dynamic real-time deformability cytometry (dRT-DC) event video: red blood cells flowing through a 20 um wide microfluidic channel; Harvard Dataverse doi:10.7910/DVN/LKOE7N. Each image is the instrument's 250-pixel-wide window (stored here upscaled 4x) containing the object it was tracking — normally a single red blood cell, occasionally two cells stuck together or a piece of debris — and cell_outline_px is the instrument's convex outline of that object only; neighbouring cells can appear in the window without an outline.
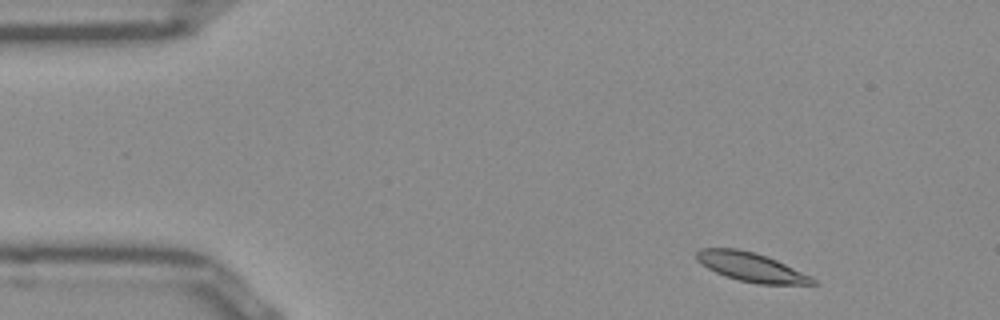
{"species": "Egyptian fruit bat (a non-hibernating species)", "species_latin": "Rousettus aegyptiacus", "temperature_condition": "room temperature", "stored_images_in_passage": 49, "camera_frame_rate_fps": 3000, "um_per_image_px": 0.085, "frame": {"image": 1, "passage_image": 2, "time_ms": 0.333, "image_size_px": [1000, 320], "cell_outline_px": [[820, 284], [756, 284], [740, 280], [716, 272], [708, 268], [696, 260], [696, 252], [700, 248], [736, 248], [752, 252], [776, 260], [812, 276]], "centroid_in_image_um": [63.86, 22.7], "position_along_channel_um": 21.1, "area_um2": 19.36}}
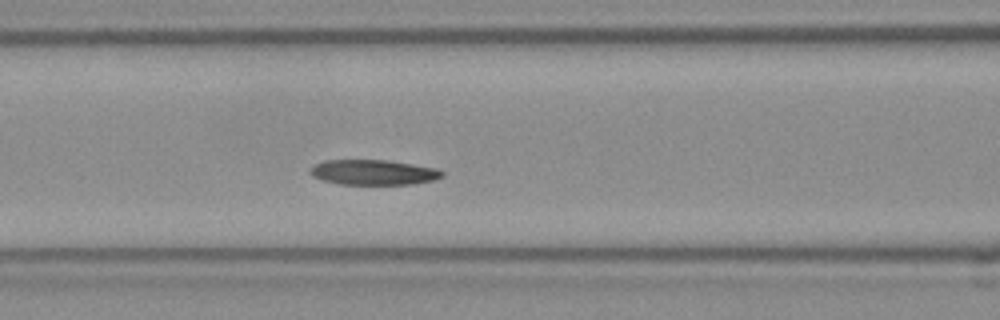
{"frame": {"image": 2, "passage_image": 17, "time_ms": 5.333, "image_size_px": [1000, 320], "cell_outline_px": [[444, 176], [432, 180], [412, 184], [340, 184], [324, 180], [312, 176], [308, 172], [316, 164], [324, 160], [388, 160], [436, 168], [444, 172]], "centroid_in_image_um": [31.75, 14.64], "position_along_channel_um": 134.9, "area_um2": 19.19}}
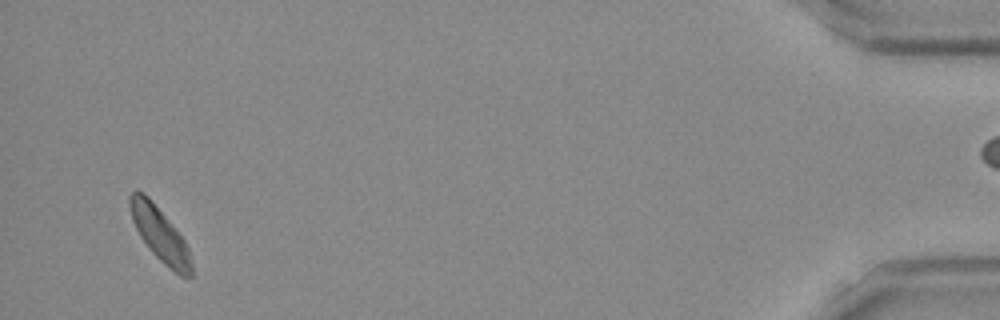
{"frame": {"image": 3, "passage_image": 46, "time_ms": 15.0, "image_size_px": [1000, 320], "cell_outline_px": [[192, 276], [180, 276], [168, 268], [152, 252], [140, 236], [132, 220], [128, 204], [128, 196], [136, 188], [144, 192], [148, 196], [184, 240], [188, 248], [192, 264]], "centroid_in_image_um": [13.56, 19.89], "position_along_channel_um": 421.6, "area_um2": 19.19}, "authors_computed_cell_mechanics": {"area_um2": 19.7676, "velocity_mm_per_s": 3.8512, "shape_relaxation_time_tau1_ms": 3.9896, "shape_relaxation_time_tau2_ms": 2.7331, "deformation_change_tau1": 0.0961, "deformation_change_tau2": 0.0956}}